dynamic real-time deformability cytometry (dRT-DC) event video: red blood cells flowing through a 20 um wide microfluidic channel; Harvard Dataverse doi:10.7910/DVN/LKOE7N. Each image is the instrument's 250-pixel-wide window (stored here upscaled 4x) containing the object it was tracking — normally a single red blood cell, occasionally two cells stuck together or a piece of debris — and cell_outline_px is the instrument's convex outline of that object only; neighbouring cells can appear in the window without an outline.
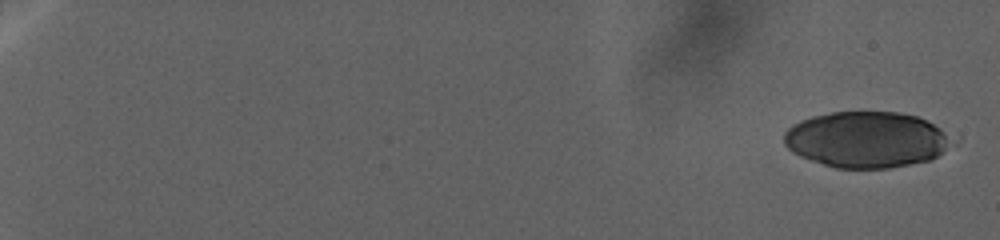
{"species": "human", "species_latin": "Homo sapiens", "temperature_condition": "warm", "stored_images_in_passage": 74, "camera_frame_rate_fps": 3000, "um_per_image_px": 0.085, "donor": {"sex": "female"}, "frame": {"image": 1, "passage_image": 1, "time_ms": 0.0, "image_size_px": [1000, 240], "cell_outline_px": [[948, 136], [944, 148], [936, 156], [928, 160], [888, 168], [836, 168], [800, 156], [792, 152], [784, 144], [784, 132], [788, 128], [800, 120], [812, 116], [832, 112], [896, 112], [916, 116], [940, 128]], "centroid_in_image_um": [73.54, 11.86], "position_along_channel_um": 11.5, "area_um2": 53.87}}
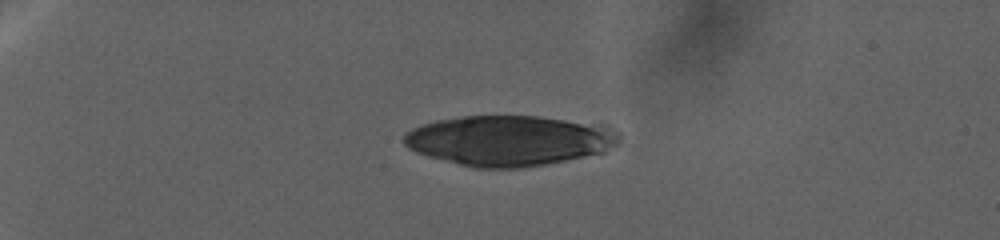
{"frame": {"image": 2, "passage_image": 46, "time_ms": 16.0, "image_size_px": [1000, 240], "cell_outline_px": [[620, 136], [616, 144], [604, 152], [548, 164], [524, 168], [472, 168], [428, 156], [416, 152], [408, 148], [404, 144], [404, 136], [412, 128], [436, 120], [464, 116], [536, 116], [560, 120], [592, 128]], "centroid_in_image_um": [43.06, 11.99], "position_along_channel_um": 41.9, "area_um2": 61.27}}